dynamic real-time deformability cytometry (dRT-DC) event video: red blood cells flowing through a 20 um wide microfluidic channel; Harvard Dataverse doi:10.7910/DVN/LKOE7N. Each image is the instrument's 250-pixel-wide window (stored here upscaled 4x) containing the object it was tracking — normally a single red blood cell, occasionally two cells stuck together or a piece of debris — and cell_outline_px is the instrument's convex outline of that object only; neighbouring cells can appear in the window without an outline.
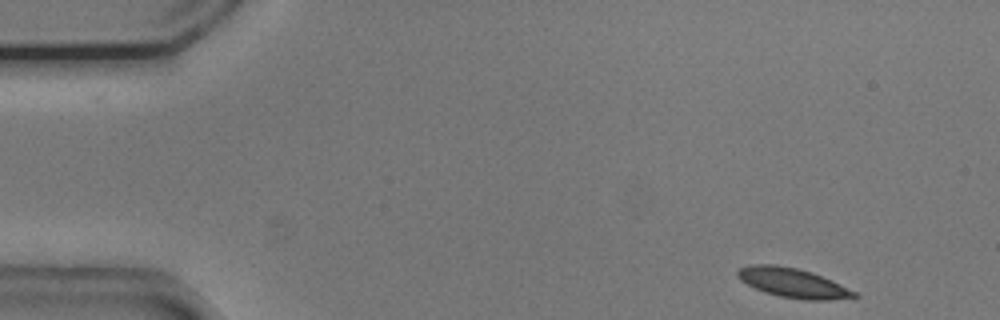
{"species": "common noctule bat (a hibernating species)", "species_latin": "Nyctalus noctula", "temperature_condition": "cold", "stored_images_in_passage": 51, "camera_frame_rate_fps": 3000, "um_per_image_px": 0.085, "animal": {"sex": "male", "body_mass_g": 20.5, "forearm_length_mm": 52.5}, "frame": {"image": 1, "passage_image": 1, "time_ms": 0.0, "image_size_px": [1000, 320], "cell_outline_px": [[860, 296], [828, 300], [804, 300], [780, 296], [764, 292], [740, 280], [736, 276], [736, 272], [740, 268], [752, 264], [776, 264], [796, 268], [812, 272], [832, 280], [856, 292]], "centroid_in_image_um": [67.38, 24.04], "position_along_channel_um": 17.6, "area_um2": 19.94}}
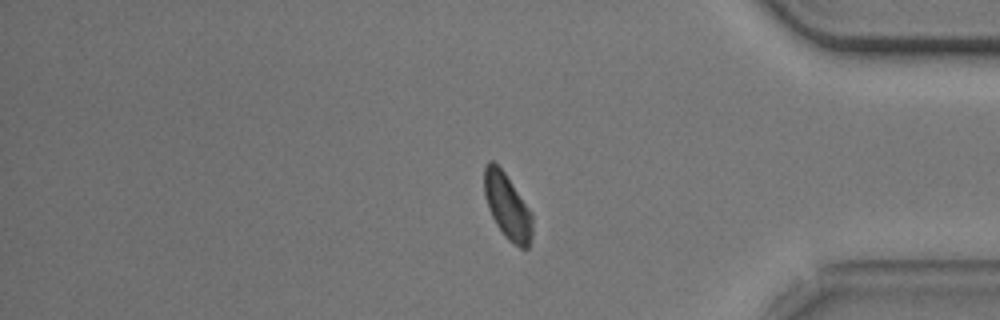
{"frame": {"image": 2, "passage_image": 41, "time_ms": 13.333, "image_size_px": [1000, 320], "cell_outline_px": [[532, 236], [528, 248], [520, 248], [508, 240], [504, 236], [496, 224], [488, 208], [484, 196], [484, 164], [488, 160], [492, 160], [504, 172], [532, 212]], "centroid_in_image_um": [43.11, 17.54], "position_along_channel_um": 392.1, "area_um2": 18.44}}
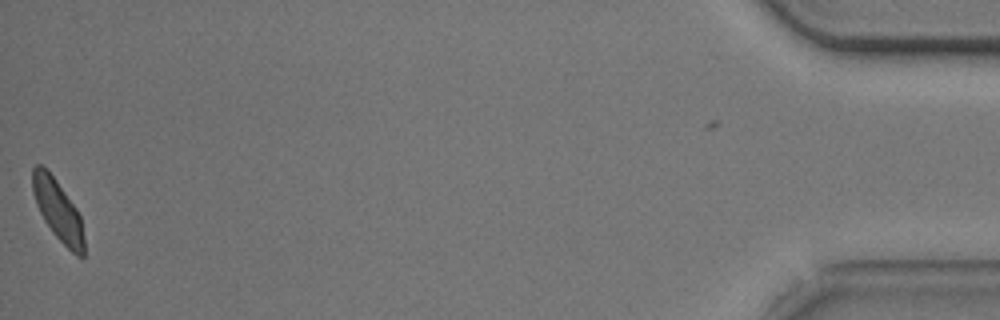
{"frame": {"image": 3, "passage_image": 50, "time_ms": 16.333, "image_size_px": [1000, 320], "cell_outline_px": [[84, 256], [76, 256], [52, 232], [44, 220], [36, 204], [32, 192], [32, 168], [36, 164], [40, 164], [56, 180], [76, 208], [80, 216], [84, 236]], "centroid_in_image_um": [4.91, 17.88], "position_along_channel_um": 430.3, "area_um2": 18.03}, "authors_computed_cell_mechanics": {"area_um2": 19.7098, "velocity_mm_per_s": 3.7153, "shape_relaxation_time_tau1_ms": 3.1373, "shape_relaxation_time_tau2_ms": 3.283, "deformation_change_tau1": 0.0908, "deformation_change_tau2": 0.0657}}